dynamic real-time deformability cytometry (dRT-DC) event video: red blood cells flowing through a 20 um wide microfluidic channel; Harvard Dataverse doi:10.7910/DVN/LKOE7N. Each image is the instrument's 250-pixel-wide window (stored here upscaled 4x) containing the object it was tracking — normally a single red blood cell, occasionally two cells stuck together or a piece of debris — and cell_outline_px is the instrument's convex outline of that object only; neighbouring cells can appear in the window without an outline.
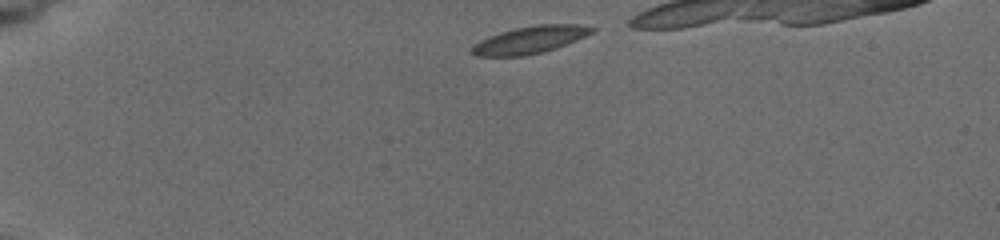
{"species": "common noctule bat (a hibernating species)", "species_latin": "Nyctalus noctula", "temperature_condition": "cold", "stored_images_in_passage": 3, "camera_frame_rate_fps": 3000, "um_per_image_px": 0.085, "animal": {"sex": "female", "body_mass_g": 19.5, "forearm_length_mm": 54.1}, "frame": {"image": 1, "passage_image": 1, "time_ms": 0.0, "image_size_px": [1000, 240], "cell_outline_px": [[596, 28], [592, 32], [576, 40], [556, 48], [544, 52], [524, 56], [476, 56], [468, 52], [472, 44], [488, 36], [500, 32], [516, 28], [536, 24], [580, 24]], "centroid_in_image_um": [44.99, 3.39], "position_along_channel_um": 40.0, "area_um2": 19.25}}